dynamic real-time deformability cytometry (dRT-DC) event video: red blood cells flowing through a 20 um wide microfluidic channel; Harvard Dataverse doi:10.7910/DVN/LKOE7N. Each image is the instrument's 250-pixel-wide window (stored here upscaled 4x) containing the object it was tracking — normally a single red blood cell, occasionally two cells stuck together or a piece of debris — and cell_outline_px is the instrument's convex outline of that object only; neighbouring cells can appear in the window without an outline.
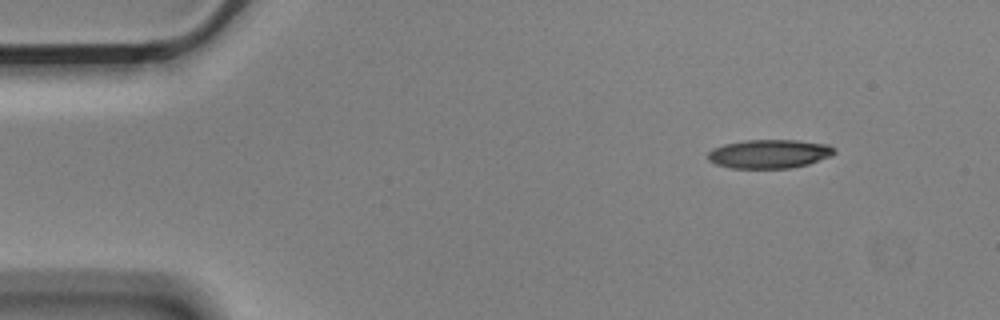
{"species": "Egyptian fruit bat (a non-hibernating species)", "species_latin": "Rousettus aegyptiacus", "temperature_condition": "cold", "stored_images_in_passage": 5, "segment_of_instrument_passage": [2, 2], "camera_frame_rate_fps": 3000, "um_per_image_px": 0.085, "animal": {"sex": "male"}, "frame": {"image": 1, "passage_image": 5, "time_ms": 1.333, "image_size_px": [1000, 320], "cell_outline_px": [[836, 152], [832, 156], [808, 164], [792, 168], [732, 168], [716, 164], [708, 160], [708, 152], [712, 148], [724, 144], [744, 140], [796, 140], [828, 144], [836, 148]], "centroid_in_image_um": [65.41, 13.07], "position_along_channel_um": 19.6, "area_um2": 21.39}}